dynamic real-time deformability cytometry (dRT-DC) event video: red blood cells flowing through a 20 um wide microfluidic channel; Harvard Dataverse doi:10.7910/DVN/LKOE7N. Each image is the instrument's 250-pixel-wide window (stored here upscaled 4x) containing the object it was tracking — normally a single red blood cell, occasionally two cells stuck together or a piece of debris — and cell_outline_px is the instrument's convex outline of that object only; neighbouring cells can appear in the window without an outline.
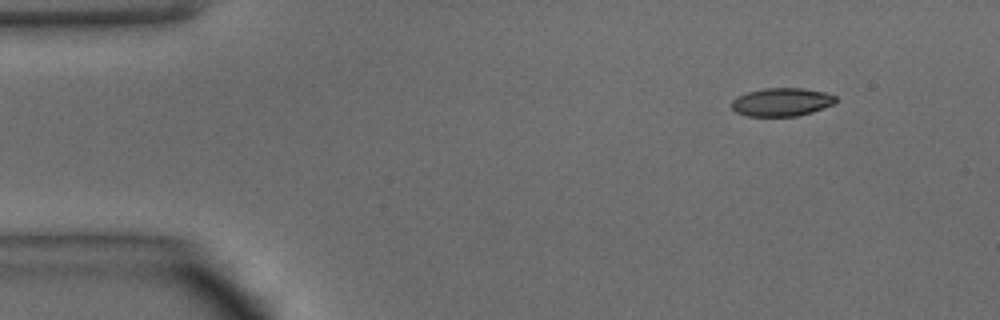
{"species": "common noctule bat (a hibernating species)", "species_latin": "Nyctalus noctula", "temperature_condition": "warm", "stored_images_in_passage": 44, "camera_frame_rate_fps": 3000, "um_per_image_px": 0.085, "animal": {"sex": "male", "body_mass_g": 15.6}, "frame": {"image": 1, "passage_image": 1, "time_ms": 0.0, "image_size_px": [1000, 320], "cell_outline_px": [[836, 100], [832, 104], [812, 112], [796, 116], [748, 116], [736, 112], [732, 108], [732, 100], [736, 96], [748, 92], [764, 88], [804, 88], [824, 92], [836, 96]], "centroid_in_image_um": [66.41, 8.67], "position_along_channel_um": 18.6, "area_um2": 17.05}}
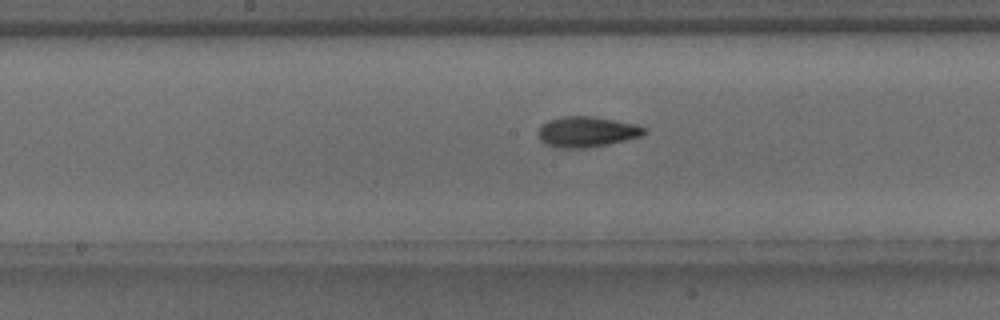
{"frame": {"image": 2, "passage_image": 20, "time_ms": 6.333, "image_size_px": [1000, 320], "cell_outline_px": [[648, 132], [640, 136], [608, 144], [584, 148], [560, 148], [548, 144], [540, 140], [540, 128], [548, 120], [560, 116], [592, 116], [636, 124], [648, 128]], "centroid_in_image_um": [49.92, 11.19], "position_along_channel_um": 198.3, "area_um2": 18.67}}
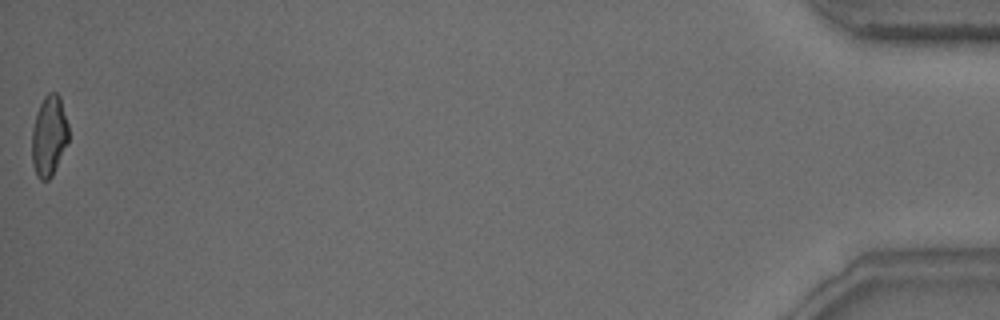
{"frame": {"image": 3, "passage_image": 44, "time_ms": 14.333, "image_size_px": [1000, 320], "cell_outline_px": [[68, 140], [52, 176], [48, 180], [40, 180], [36, 176], [32, 160], [32, 128], [36, 112], [44, 96], [48, 92], [56, 92], [60, 96], [68, 124]], "centroid_in_image_um": [4.15, 11.53], "position_along_channel_um": 431.0, "area_um2": 17.22}, "authors_computed_cell_mechanics": {"area_um2": 17.8602, "velocity_mm_per_s": 4.1637, "shape_relaxation_time_tau1_ms": 4.9238, "shape_relaxation_time_tau2_ms": 2.4516, "deformation_change_tau1": 0.1937, "deformation_change_tau2": 0.0964}}